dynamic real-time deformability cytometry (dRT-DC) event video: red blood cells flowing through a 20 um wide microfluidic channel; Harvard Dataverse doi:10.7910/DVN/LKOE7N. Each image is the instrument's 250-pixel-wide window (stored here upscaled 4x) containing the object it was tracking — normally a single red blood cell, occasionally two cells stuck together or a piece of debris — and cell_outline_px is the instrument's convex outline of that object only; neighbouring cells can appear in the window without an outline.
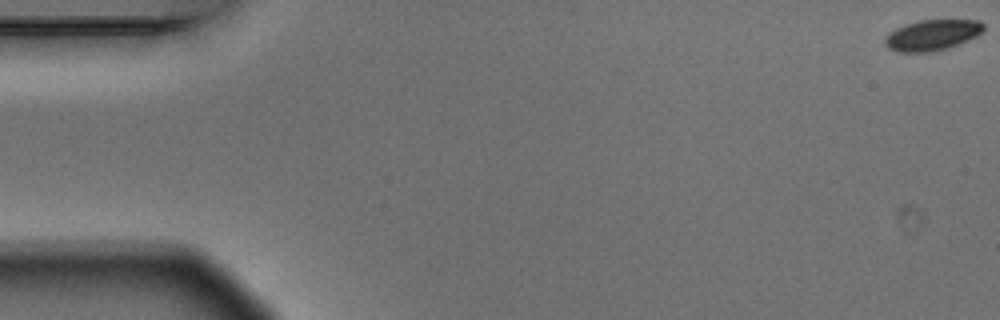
{"species": "Egyptian fruit bat (a non-hibernating species)", "species_latin": "Rousettus aegyptiacus", "temperature_condition": "warm", "stored_images_in_passage": 7, "camera_frame_rate_fps": 3000, "um_per_image_px": 0.085, "animal": {"sex": "male"}, "frame": {"image": 1, "passage_image": 1, "time_ms": 0.0, "image_size_px": [1000, 320], "cell_outline_px": [[984, 28], [976, 36], [956, 44], [932, 52], [896, 52], [888, 48], [884, 44], [884, 40], [896, 28], [904, 24], [920, 20], [980, 20], [984, 24]], "centroid_in_image_um": [79.2, 2.97], "position_along_channel_um": 5.8, "area_um2": 17.4}}
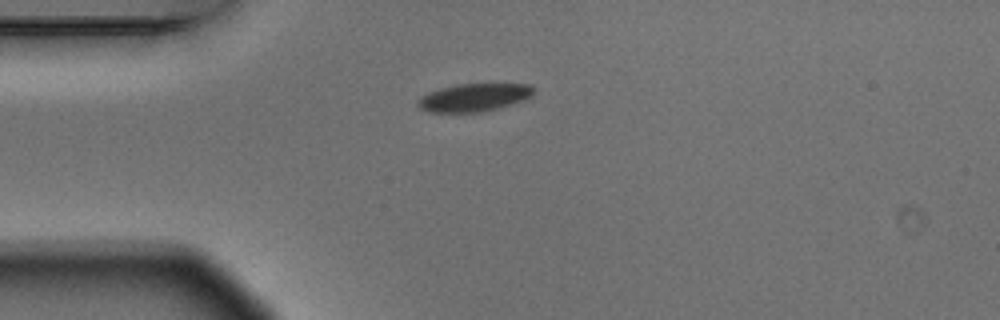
{"frame": {"image": 2, "passage_image": 5, "time_ms": 1.333, "image_size_px": [1000, 320], "cell_outline_px": [[532, 96], [524, 100], [484, 112], [432, 112], [420, 108], [416, 104], [416, 100], [420, 96], [428, 92], [440, 88], [456, 84], [528, 84], [532, 88]], "centroid_in_image_um": [40.23, 8.29], "position_along_channel_um": 44.8, "area_um2": 18.79}}
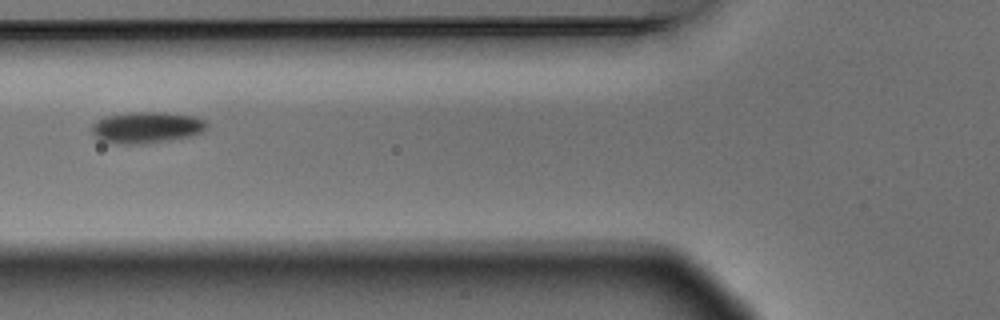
{"frame": {"image": 3, "passage_image": 7, "time_ms": 2.0, "image_size_px": [1000, 320], "cell_outline_px": [[208, 128], [204, 132], [188, 136], [168, 140], [140, 144], [116, 144], [100, 140], [92, 132], [92, 124], [96, 120], [108, 116], [128, 112], [164, 112], [192, 116], [204, 120], [208, 124]], "centroid_in_image_um": [12.46, 10.83], "position_along_channel_um": 113.3, "area_um2": 20.98}}